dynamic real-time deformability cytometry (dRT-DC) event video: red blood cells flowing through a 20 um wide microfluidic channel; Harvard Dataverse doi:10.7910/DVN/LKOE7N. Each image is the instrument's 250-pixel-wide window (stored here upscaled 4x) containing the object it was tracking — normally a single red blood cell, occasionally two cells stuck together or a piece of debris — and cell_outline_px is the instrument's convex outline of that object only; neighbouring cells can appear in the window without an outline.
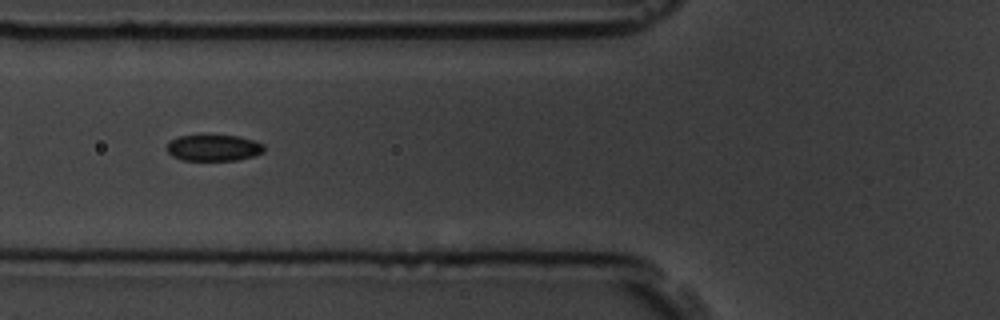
{"species": "common noctule bat (a hibernating species)", "species_latin": "Nyctalus noctula", "temperature_condition": "room temperature", "stored_images_in_passage": 9, "camera_frame_rate_fps": 3000, "um_per_image_px": 0.085, "animal": {"sex": "male", "body_mass_g": 19.5, "forearm_length_mm": 54.6}, "frame": {"image": 1, "passage_image": 7, "time_ms": 6.667, "image_size_px": [1000, 320], "cell_outline_px": [[264, 152], [252, 156], [236, 160], [180, 160], [172, 156], [168, 152], [168, 144], [172, 140], [180, 136], [240, 136], [256, 140], [264, 144]], "centroid_in_image_um": [18.2, 12.57], "position_along_channel_um": 107.6, "area_um2": 14.74}}
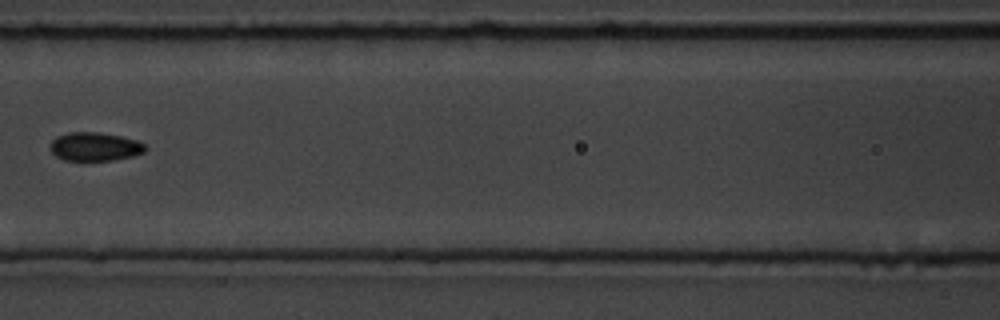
{"frame": {"image": 2, "passage_image": 8, "time_ms": 8.0, "image_size_px": [1000, 320], "cell_outline_px": [[144, 152], [132, 156], [116, 160], [64, 160], [56, 156], [52, 152], [52, 140], [56, 136], [72, 132], [96, 132], [120, 136], [136, 140], [144, 144]], "centroid_in_image_um": [8.06, 12.46], "position_along_channel_um": 158.5, "area_um2": 15.55}}
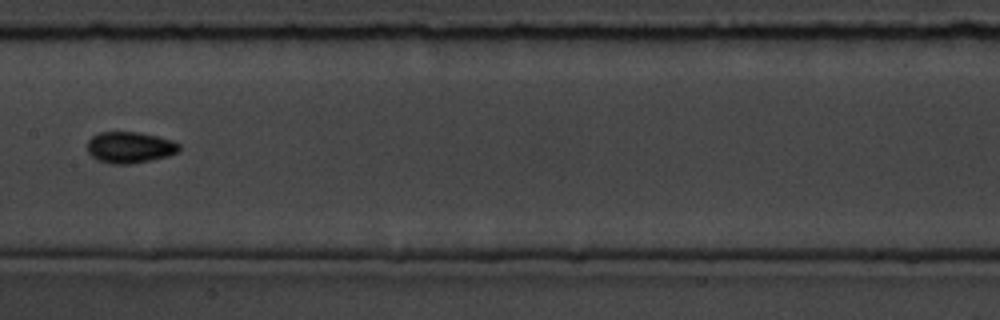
{"frame": {"image": 3, "passage_image": 9, "time_ms": 9.0, "image_size_px": [1000, 320], "cell_outline_px": [[180, 148], [176, 152], [168, 156], [132, 164], [112, 164], [100, 160], [92, 156], [88, 152], [88, 140], [92, 136], [100, 132], [140, 132], [172, 140], [180, 144]], "centroid_in_image_um": [11.04, 12.52], "position_along_channel_um": 196.4, "area_um2": 16.65}}